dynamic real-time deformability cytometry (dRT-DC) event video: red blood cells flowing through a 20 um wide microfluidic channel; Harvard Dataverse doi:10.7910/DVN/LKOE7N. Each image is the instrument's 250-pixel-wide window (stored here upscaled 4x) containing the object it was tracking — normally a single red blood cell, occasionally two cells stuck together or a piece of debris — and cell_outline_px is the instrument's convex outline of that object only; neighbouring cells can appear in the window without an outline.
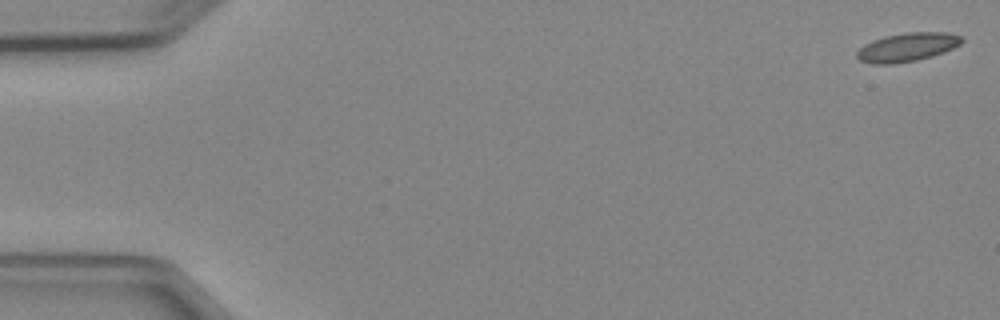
{"species": "Egyptian fruit bat (a non-hibernating species)", "species_latin": "Rousettus aegyptiacus", "temperature_condition": "cold", "stored_images_in_passage": 6, "camera_frame_rate_fps": 3000, "um_per_image_px": 0.085, "animal": {"sex": "female"}, "frame": {"image": 1, "passage_image": 1, "time_ms": 0.0, "image_size_px": [1000, 320], "cell_outline_px": [[964, 40], [960, 44], [944, 52], [932, 56], [916, 60], [892, 64], [872, 64], [860, 60], [856, 56], [856, 52], [864, 44], [872, 40], [884, 36], [908, 32], [948, 32], [964, 36]], "centroid_in_image_um": [77.13, 4.0], "position_along_channel_um": 7.9, "area_um2": 17.63}}
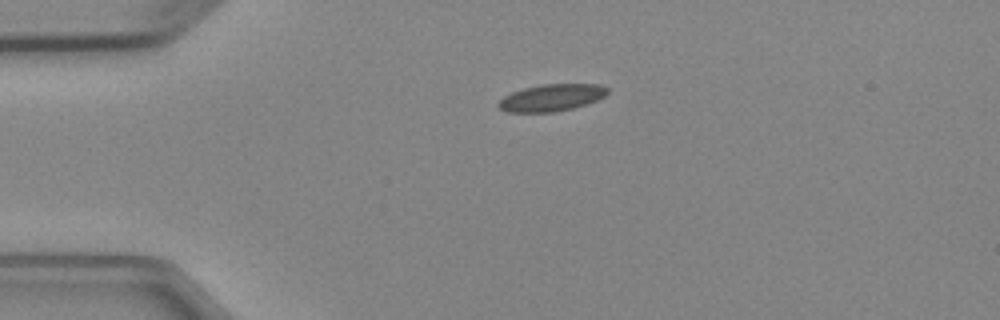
{"frame": {"image": 2, "passage_image": 4, "time_ms": 3.667, "image_size_px": [1000, 320], "cell_outline_px": [[608, 92], [604, 96], [588, 104], [572, 108], [552, 112], [508, 112], [500, 108], [496, 104], [504, 96], [512, 92], [524, 88], [540, 84], [600, 84], [608, 88]], "centroid_in_image_um": [46.88, 8.29], "position_along_channel_um": 38.1, "area_um2": 17.11}}